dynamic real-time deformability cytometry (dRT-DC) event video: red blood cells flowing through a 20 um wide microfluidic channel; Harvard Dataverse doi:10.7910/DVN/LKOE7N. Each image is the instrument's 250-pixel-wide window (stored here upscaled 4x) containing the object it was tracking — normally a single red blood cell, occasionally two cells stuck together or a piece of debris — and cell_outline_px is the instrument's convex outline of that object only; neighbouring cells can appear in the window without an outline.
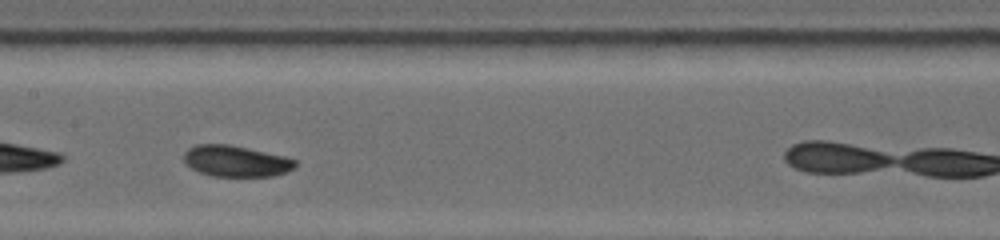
{"species": "common noctule bat (a hibernating species)", "species_latin": "Nyctalus noctula", "temperature_condition": "warm", "stored_images_in_passage": 50, "camera_frame_rate_fps": 5000, "um_per_image_px": 0.085, "animal": {"sex": "female", "body_mass_g": 19.0, "forearm_length_mm": 53.3}, "frame": {"image": 1, "passage_image": 22, "time_ms": 4.2, "image_size_px": [1000, 240], "cell_outline_px": [[296, 164], [288, 172], [272, 176], [212, 176], [200, 172], [192, 168], [184, 160], [184, 152], [188, 148], [200, 144], [228, 144], [284, 156], [296, 160]], "centroid_in_image_um": [20.06, 13.69], "position_along_channel_um": 187.3, "area_um2": 20.0}}